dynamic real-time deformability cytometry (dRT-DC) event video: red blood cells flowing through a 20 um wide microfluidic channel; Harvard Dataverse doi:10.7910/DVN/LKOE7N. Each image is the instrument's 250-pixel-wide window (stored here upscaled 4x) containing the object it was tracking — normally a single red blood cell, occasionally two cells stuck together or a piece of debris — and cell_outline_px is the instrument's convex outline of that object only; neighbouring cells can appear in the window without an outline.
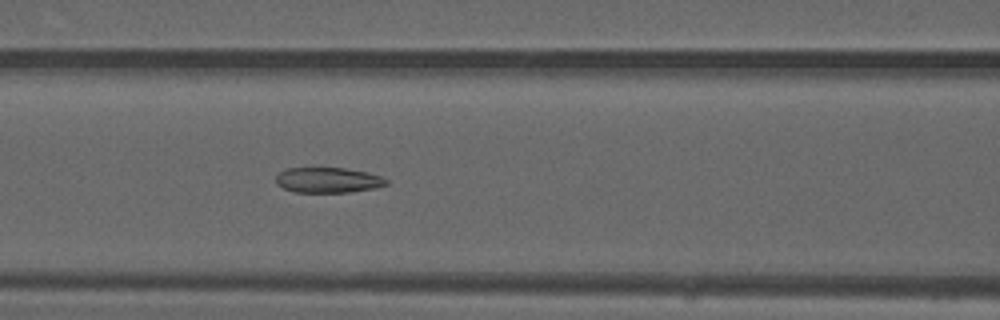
{"species": "common noctule bat (a hibernating species)", "species_latin": "Nyctalus noctula", "temperature_condition": "warm", "stored_images_in_passage": 50, "camera_frame_rate_fps": 3000, "um_per_image_px": 0.085, "animal": {"sex": "male", "forearm_length_mm": 52.5}, "frame": {"image": 1, "passage_image": 22, "time_ms": 7.0, "image_size_px": [1000, 320], "cell_outline_px": [[388, 184], [376, 188], [348, 192], [292, 192], [276, 184], [276, 176], [280, 172], [288, 168], [344, 168], [368, 172], [384, 176], [388, 180]], "centroid_in_image_um": [27.92, 15.31], "position_along_channel_um": 138.7, "area_um2": 16.42}}
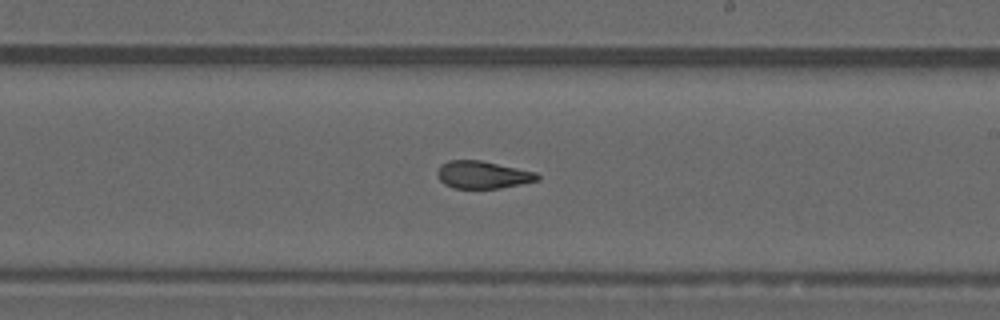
{"frame": {"image": 2, "passage_image": 30, "time_ms": 9.667, "image_size_px": [1000, 320], "cell_outline_px": [[540, 180], [500, 188], [452, 188], [444, 184], [440, 180], [436, 172], [440, 164], [448, 160], [480, 160], [536, 172], [540, 176]], "centroid_in_image_um": [41.01, 14.85], "position_along_channel_um": 248.0, "area_um2": 16.07}}
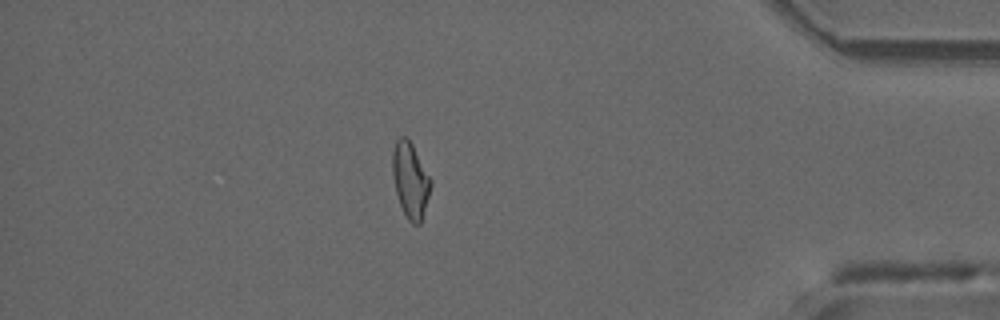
{"frame": {"image": 3, "passage_image": 44, "time_ms": 14.333, "image_size_px": [1000, 320], "cell_outline_px": [[432, 184], [420, 224], [412, 224], [408, 220], [400, 204], [396, 192], [392, 172], [392, 152], [396, 140], [400, 136], [404, 136], [412, 144], [432, 180]], "centroid_in_image_um": [34.88, 15.3], "position_along_channel_um": 400.3, "area_um2": 16.65}, "authors_computed_cell_mechanics": {"area_um2": 17.2533, "velocity_mm_per_s": 4.1093, "shape_relaxation_time_tau1_ms": null, "shape_relaxation_time_tau2_ms": 1.9887, "deformation_change_tau1": null, "deformation_change_tau2": 0.0983}}